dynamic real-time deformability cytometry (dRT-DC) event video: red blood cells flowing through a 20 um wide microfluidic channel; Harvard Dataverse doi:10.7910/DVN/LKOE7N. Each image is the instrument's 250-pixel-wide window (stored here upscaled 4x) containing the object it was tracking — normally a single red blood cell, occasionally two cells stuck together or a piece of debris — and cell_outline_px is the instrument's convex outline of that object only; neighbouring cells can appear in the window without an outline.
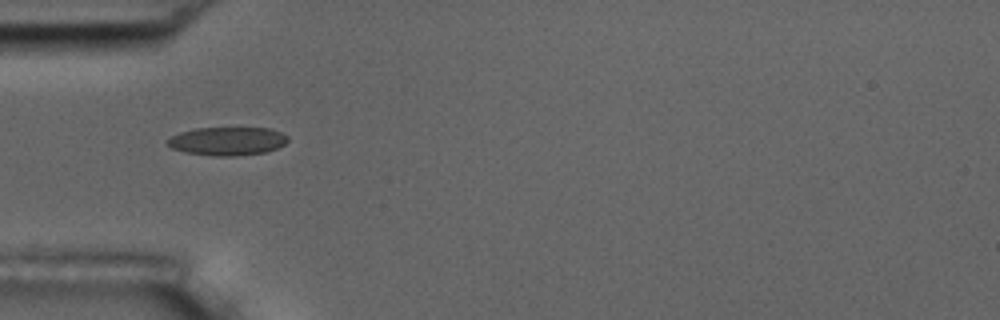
{"species": "common noctule bat (a hibernating species)", "species_latin": "Nyctalus noctula", "temperature_condition": "room temperature", "stored_images_in_passage": 7, "camera_frame_rate_fps": 3000, "um_per_image_px": 0.085, "animal": {"sex": "male", "body_mass_g": 17.5, "forearm_length_mm": 52.3}, "frame": {"image": 1, "passage_image": 1, "time_ms": 0.0, "image_size_px": [1000, 320], "cell_outline_px": [[288, 140], [284, 144], [276, 148], [264, 152], [236, 156], [212, 156], [184, 152], [172, 148], [168, 144], [168, 140], [172, 136], [180, 132], [196, 128], [272, 128], [288, 136]], "centroid_in_image_um": [19.34, 11.99], "position_along_channel_um": 65.7, "area_um2": 19.83}}
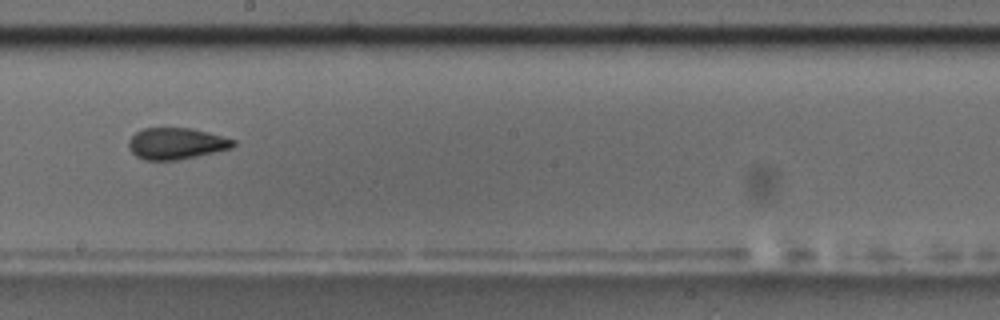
{"frame": {"image": 2, "passage_image": 5, "time_ms": 1.333, "image_size_px": [1000, 320], "cell_outline_px": [[236, 144], [232, 148], [196, 156], [176, 160], [144, 160], [136, 156], [128, 148], [128, 140], [136, 132], [144, 128], [192, 128], [208, 132], [236, 140]], "centroid_in_image_um": [14.97, 12.2], "position_along_channel_um": 233.2, "area_um2": 19.19}}
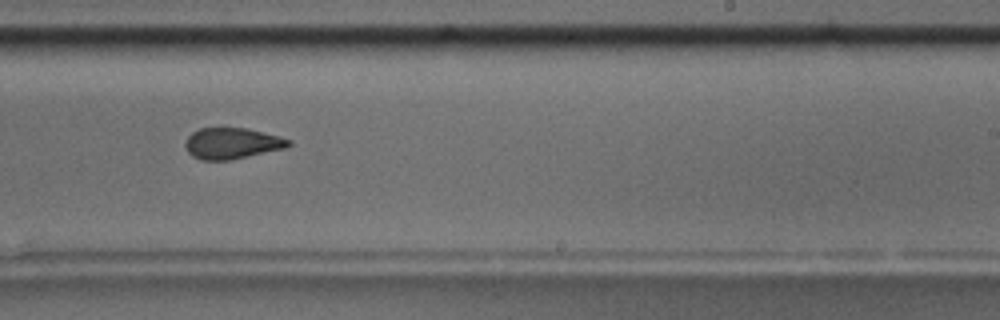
{"frame": {"image": 3, "passage_image": 6, "time_ms": 1.667, "image_size_px": [1000, 320], "cell_outline_px": [[292, 144], [284, 148], [248, 156], [228, 160], [200, 160], [192, 156], [184, 148], [184, 144], [188, 136], [192, 132], [200, 128], [248, 128], [280, 136], [292, 140]], "centroid_in_image_um": [19.7, 12.18], "position_along_channel_um": 269.3, "area_um2": 18.79}}